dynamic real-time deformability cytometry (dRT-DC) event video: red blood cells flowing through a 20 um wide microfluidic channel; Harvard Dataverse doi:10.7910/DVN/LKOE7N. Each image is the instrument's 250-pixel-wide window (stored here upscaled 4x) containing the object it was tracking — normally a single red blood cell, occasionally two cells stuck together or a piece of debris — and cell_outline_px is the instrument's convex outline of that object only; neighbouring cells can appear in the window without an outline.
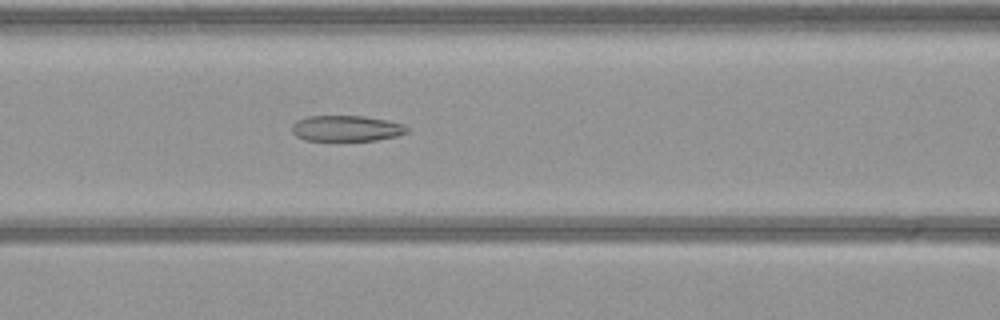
{"species": "common noctule bat (a hibernating species)", "species_latin": "Nyctalus noctula", "temperature_condition": "warm", "stored_images_in_passage": 47, "camera_frame_rate_fps": 3000, "um_per_image_px": 0.085, "animal": {"sex": "female", "body_mass_g": 21.9}, "frame": {"image": 1, "passage_image": 16, "time_ms": 5.0, "image_size_px": [1000, 320], "cell_outline_px": [[408, 132], [396, 136], [376, 140], [304, 140], [296, 136], [292, 132], [292, 124], [296, 120], [308, 116], [364, 116], [404, 124], [408, 128]], "centroid_in_image_um": [29.41, 10.91], "position_along_channel_um": 137.2, "area_um2": 17.22}}
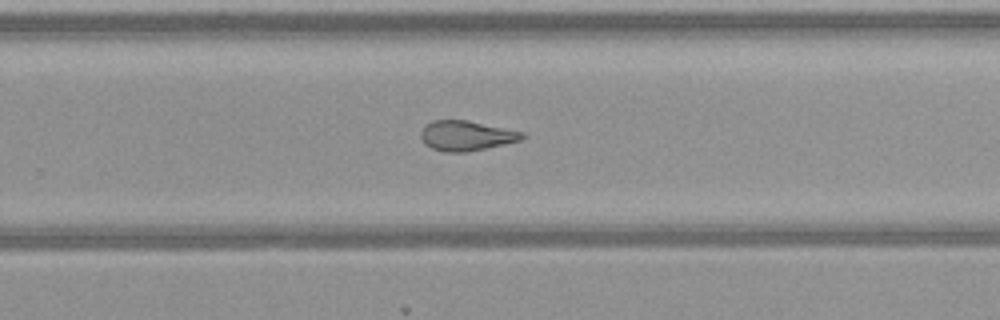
{"frame": {"image": 2, "passage_image": 28, "time_ms": 9.0, "image_size_px": [1000, 320], "cell_outline_px": [[528, 136], [520, 140], [504, 144], [468, 152], [444, 152], [432, 148], [424, 144], [420, 136], [420, 132], [424, 124], [432, 120], [468, 120], [524, 132]], "centroid_in_image_um": [39.61, 11.53], "position_along_channel_um": 290.2, "area_um2": 17.92}}
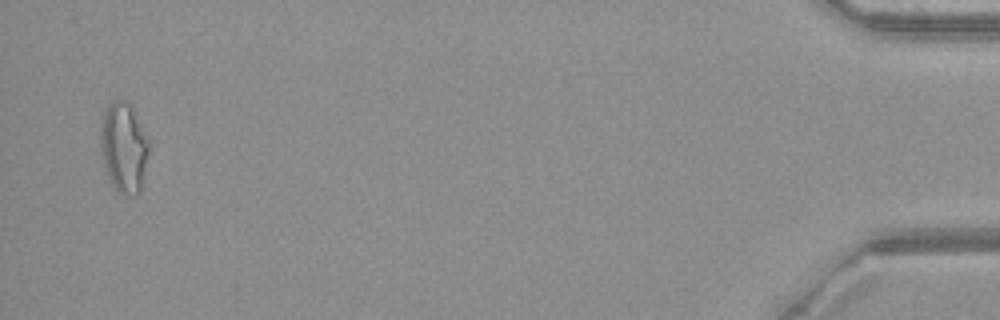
{"frame": {"image": 3, "passage_image": 46, "time_ms": 15.0, "image_size_px": [1000, 320], "cell_outline_px": [[152, 144], [140, 192], [136, 196], [124, 196], [108, 180], [104, 168], [100, 152], [100, 124], [104, 112], [112, 100], [124, 100], [132, 108], [148, 136]], "centroid_in_image_um": [10.54, 12.57], "position_along_channel_um": 424.7, "area_um2": 26.18}}